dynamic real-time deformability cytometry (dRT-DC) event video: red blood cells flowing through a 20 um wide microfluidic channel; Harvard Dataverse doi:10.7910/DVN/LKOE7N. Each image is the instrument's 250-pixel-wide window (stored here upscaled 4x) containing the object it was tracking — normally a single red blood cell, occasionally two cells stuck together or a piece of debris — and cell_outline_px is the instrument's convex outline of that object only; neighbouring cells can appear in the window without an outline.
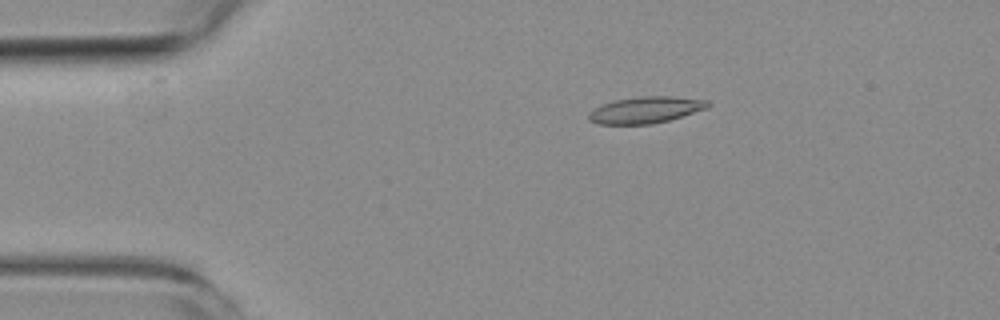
{"species": "common noctule bat (a hibernating species)", "species_latin": "Nyctalus noctula", "temperature_condition": "room temperature", "stored_images_in_passage": 3, "camera_frame_rate_fps": 3000, "um_per_image_px": 0.085, "animal": {"sex": "female", "body_mass_g": 19.3, "forearm_length_mm": 54.1}, "frame": {"image": 1, "passage_image": 3, "time_ms": 3.0, "image_size_px": [1000, 320], "cell_outline_px": [[712, 104], [708, 108], [668, 120], [652, 124], [596, 124], [588, 120], [588, 112], [604, 104], [616, 100], [640, 96], [668, 96], [708, 100]], "centroid_in_image_um": [54.89, 9.34], "position_along_channel_um": 30.1, "area_um2": 18.32}}